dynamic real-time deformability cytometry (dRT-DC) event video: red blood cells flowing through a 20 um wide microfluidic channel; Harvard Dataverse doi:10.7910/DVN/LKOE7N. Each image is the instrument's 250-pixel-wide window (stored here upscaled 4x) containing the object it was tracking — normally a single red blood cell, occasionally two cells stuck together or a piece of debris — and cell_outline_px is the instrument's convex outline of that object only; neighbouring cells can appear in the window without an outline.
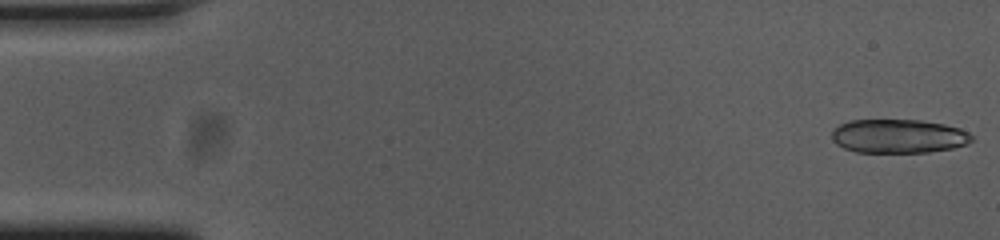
{"species": "common noctule bat (a hibernating species)", "species_latin": "Nyctalus noctula", "temperature_condition": "cold", "stored_images_in_passage": 33, "segment_of_instrument_passage": [1, 2], "camera_frame_rate_fps": 3000, "um_per_image_px": 0.085, "animal": {"sex": "female", "body_mass_g": 23.0, "forearm_length_mm": 53.4}, "frame": {"image": 1, "passage_image": 1, "time_ms": 0.0, "image_size_px": [1000, 240], "cell_outline_px": [[972, 140], [968, 144], [952, 148], [928, 152], [856, 152], [844, 148], [836, 144], [832, 140], [832, 128], [840, 124], [852, 120], [920, 120], [944, 124], [960, 128], [968, 132], [972, 136]], "centroid_in_image_um": [76.36, 11.57], "position_along_channel_um": 8.6, "area_um2": 27.69}}
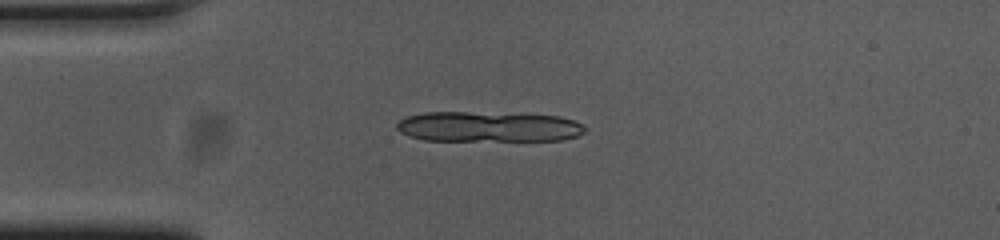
{"frame": {"image": 2, "passage_image": 13, "time_ms": 4.0, "image_size_px": [1000, 240], "cell_outline_px": [[588, 128], [584, 132], [576, 136], [560, 140], [424, 140], [408, 136], [400, 132], [396, 128], [396, 124], [400, 120], [408, 116], [424, 112], [468, 112], [560, 116], [572, 120]], "centroid_in_image_um": [41.47, 10.77], "position_along_channel_um": 43.5, "area_um2": 33.0}}